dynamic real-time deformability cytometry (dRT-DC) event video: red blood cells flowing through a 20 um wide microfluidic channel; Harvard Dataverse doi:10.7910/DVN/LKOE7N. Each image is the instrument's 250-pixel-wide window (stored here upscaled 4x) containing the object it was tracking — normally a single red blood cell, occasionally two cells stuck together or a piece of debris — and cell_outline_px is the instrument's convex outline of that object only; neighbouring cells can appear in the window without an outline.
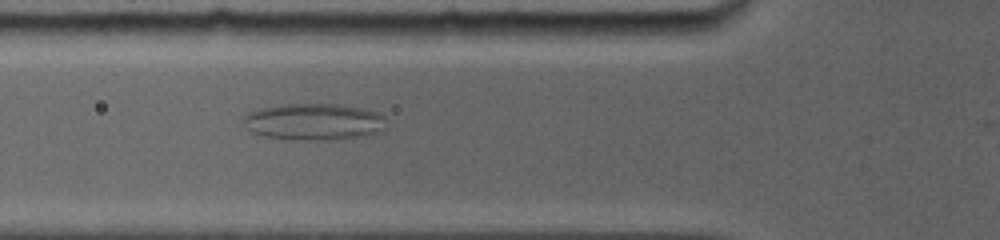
{"species": "common noctule bat (a hibernating species)", "species_latin": "Nyctalus noctula", "temperature_condition": "room temperature", "stored_images_in_passage": 10, "camera_frame_rate_fps": 5000, "um_per_image_px": 0.085, "animal": {"sex": "female", "body_mass_g": 19.0, "forearm_length_mm": 56.7}, "frame": {"image": 1, "passage_image": 4, "time_ms": 2.0, "image_size_px": [1000, 240], "cell_outline_px": [[384, 128], [380, 132], [336, 140], [292, 140], [264, 136], [252, 132], [240, 124], [240, 120], [248, 112], [264, 108], [284, 104], [336, 104], [364, 108], [380, 112], [384, 116]], "centroid_in_image_um": [26.64, 10.35], "position_along_channel_um": 99.2, "area_um2": 30.87}}
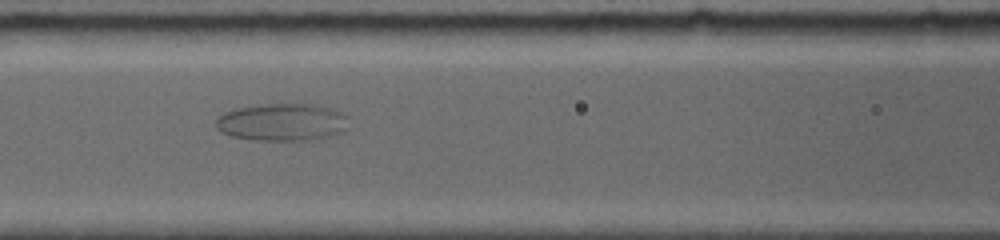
{"frame": {"image": 2, "passage_image": 6, "time_ms": 3.2, "image_size_px": [1000, 240], "cell_outline_px": [[348, 128], [344, 132], [320, 140], [256, 140], [232, 136], [220, 132], [216, 128], [216, 120], [224, 112], [236, 108], [264, 104], [312, 104], [332, 108], [348, 116]], "centroid_in_image_um": [24.04, 10.39], "position_along_channel_um": 142.6, "area_um2": 29.36}}
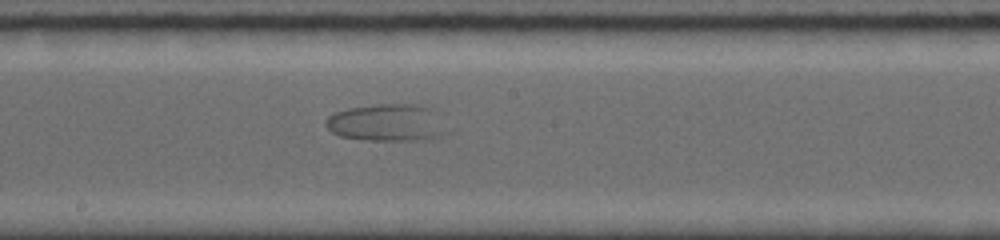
{"frame": {"image": 3, "passage_image": 9, "time_ms": 5.2, "image_size_px": [1000, 240], "cell_outline_px": [[452, 132], [448, 136], [428, 140], [368, 140], [340, 136], [332, 132], [324, 124], [324, 120], [328, 116], [336, 112], [348, 108], [380, 104], [420, 104], [428, 108], [452, 128]], "centroid_in_image_um": [33.0, 10.45], "position_along_channel_um": 215.2, "area_um2": 26.88}}